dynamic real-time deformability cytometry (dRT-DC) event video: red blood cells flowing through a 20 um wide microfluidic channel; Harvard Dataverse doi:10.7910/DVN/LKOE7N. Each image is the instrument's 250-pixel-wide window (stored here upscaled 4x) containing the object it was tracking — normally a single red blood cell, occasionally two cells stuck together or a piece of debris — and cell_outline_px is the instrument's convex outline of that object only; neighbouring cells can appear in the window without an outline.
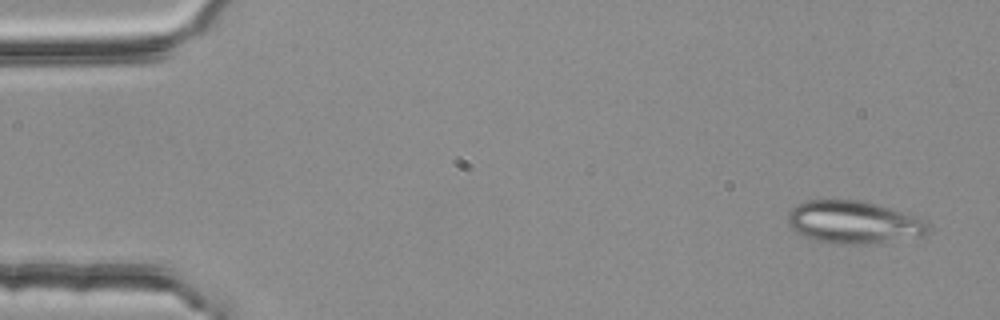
{"species": "common noctule bat (a hibernating species)", "species_latin": "Nyctalus noctula", "temperature_condition": "room temperature", "stored_images_in_passage": 3, "camera_frame_rate_fps": 3000, "um_per_image_px": 0.085, "animal": {"sex": "female", "body_mass_g": 25.1}, "frame": {"image": 1, "passage_image": 1, "time_ms": 0.0, "image_size_px": [1000, 320], "cell_outline_px": [[932, 228], [924, 236], [868, 244], [836, 244], [816, 240], [804, 236], [796, 232], [788, 224], [788, 212], [796, 204], [808, 200], [860, 200], [892, 208], [924, 220]], "centroid_in_image_um": [72.56, 18.89], "position_along_channel_um": 12.4, "area_um2": 34.97}}